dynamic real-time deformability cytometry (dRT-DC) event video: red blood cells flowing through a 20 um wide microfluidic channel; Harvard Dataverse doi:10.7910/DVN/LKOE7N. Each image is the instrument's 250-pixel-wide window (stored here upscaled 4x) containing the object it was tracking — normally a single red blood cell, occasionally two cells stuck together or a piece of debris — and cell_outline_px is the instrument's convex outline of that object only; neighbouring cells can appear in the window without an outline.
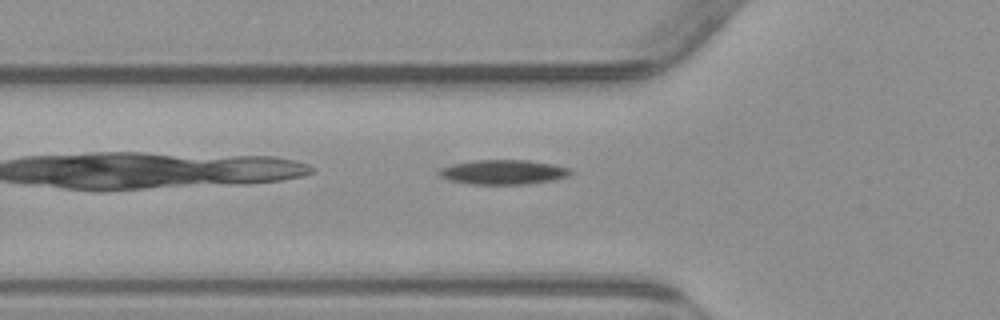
{"species": "common noctule bat (a hibernating species)", "species_latin": "Nyctalus noctula", "temperature_condition": "warm", "stored_images_in_passage": 3, "camera_frame_rate_fps": 3000, "um_per_image_px": 0.085, "animal": {"sex": "male", "body_mass_g": 23.1, "forearm_length_mm": 52.7}, "frame": {"image": 1, "passage_image": 3, "time_ms": 3.333, "image_size_px": [1000, 320], "cell_outline_px": [[572, 172], [568, 176], [556, 180], [532, 184], [472, 184], [448, 180], [440, 176], [436, 172], [440, 168], [452, 164], [476, 160], [528, 160], [552, 164], [568, 168]], "centroid_in_image_um": [42.77, 14.63], "position_along_channel_um": 83.0, "area_um2": 18.96}}